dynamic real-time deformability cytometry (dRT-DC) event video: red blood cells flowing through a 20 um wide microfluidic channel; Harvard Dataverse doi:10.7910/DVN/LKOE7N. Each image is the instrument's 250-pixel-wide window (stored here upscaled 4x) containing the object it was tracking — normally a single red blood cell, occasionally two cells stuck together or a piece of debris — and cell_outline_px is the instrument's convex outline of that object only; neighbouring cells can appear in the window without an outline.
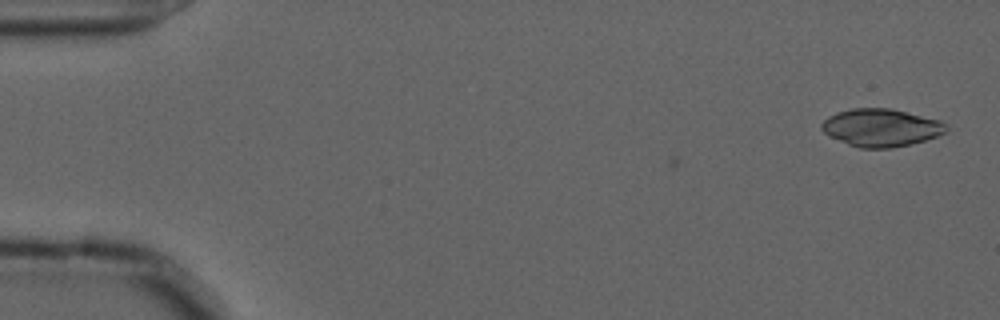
{"species": "common noctule bat (a hibernating species)", "species_latin": "Nyctalus noctula", "temperature_condition": "cold", "stored_images_in_passage": 3, "camera_frame_rate_fps": 3000, "um_per_image_px": 0.085, "animal": {"sex": "male", "forearm_length_mm": 52.5}, "frame": {"image": 1, "passage_image": 3, "time_ms": 0.667, "image_size_px": [1000, 320], "cell_outline_px": [[948, 128], [944, 132], [936, 136], [924, 140], [892, 148], [860, 148], [848, 144], [828, 136], [820, 128], [820, 124], [828, 116], [836, 112], [852, 108], [892, 108], [940, 120], [948, 124]], "centroid_in_image_um": [74.86, 10.84], "position_along_channel_um": 10.1, "area_um2": 27.46}}